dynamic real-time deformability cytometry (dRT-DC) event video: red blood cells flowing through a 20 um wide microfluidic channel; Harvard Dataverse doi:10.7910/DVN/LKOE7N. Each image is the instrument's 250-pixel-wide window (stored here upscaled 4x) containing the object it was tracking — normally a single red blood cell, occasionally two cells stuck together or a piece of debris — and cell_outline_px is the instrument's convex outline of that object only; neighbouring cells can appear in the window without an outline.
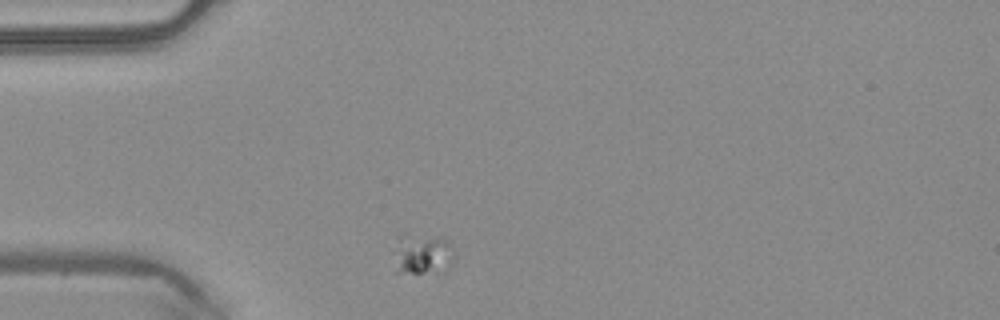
{"species": "common noctule bat (a hibernating species)", "species_latin": "Nyctalus noctula", "temperature_condition": "warm", "stored_images_in_passage": 31, "camera_frame_rate_fps": 3000, "um_per_image_px": 0.085, "animal": {"sex": "male", "body_mass_g": 20.4}, "frame": {"image": 1, "passage_image": 1, "time_ms": 0.0, "image_size_px": [1000, 320], "cell_outline_px": [[456, 252], [452, 260], [424, 272], [396, 272], [404, 248], [436, 236], [452, 244]], "centroid_in_image_um": [36.21, 21.72], "position_along_channel_um": 48.8, "area_um2": 10.35}}
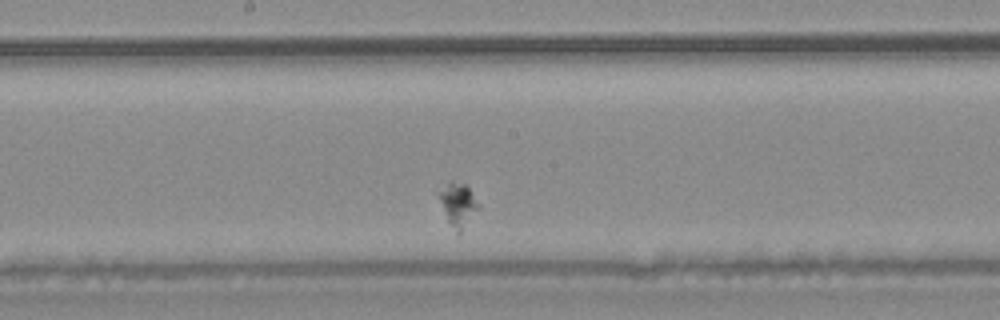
{"frame": {"image": 2, "passage_image": 15, "time_ms": 4.667, "image_size_px": [1000, 320], "cell_outline_px": [[480, 208], [460, 236], [456, 236], [432, 192], [452, 180], [464, 184], [468, 188], [480, 204]], "centroid_in_image_um": [38.85, 17.43], "position_along_channel_um": 209.3, "area_um2": 10.98}}
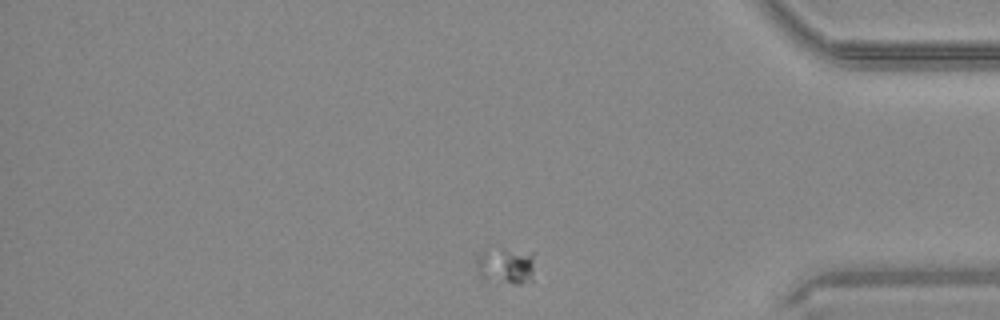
{"frame": {"image": 3, "passage_image": 31, "time_ms": 10.0, "image_size_px": [1000, 320], "cell_outline_px": [[536, 252], [532, 280], [520, 284], [516, 284], [484, 280], [480, 276], [476, 268], [476, 260], [480, 252], [484, 248]], "centroid_in_image_um": [43.0, 22.58], "position_along_channel_um": 392.2, "area_um2": 12.89}}